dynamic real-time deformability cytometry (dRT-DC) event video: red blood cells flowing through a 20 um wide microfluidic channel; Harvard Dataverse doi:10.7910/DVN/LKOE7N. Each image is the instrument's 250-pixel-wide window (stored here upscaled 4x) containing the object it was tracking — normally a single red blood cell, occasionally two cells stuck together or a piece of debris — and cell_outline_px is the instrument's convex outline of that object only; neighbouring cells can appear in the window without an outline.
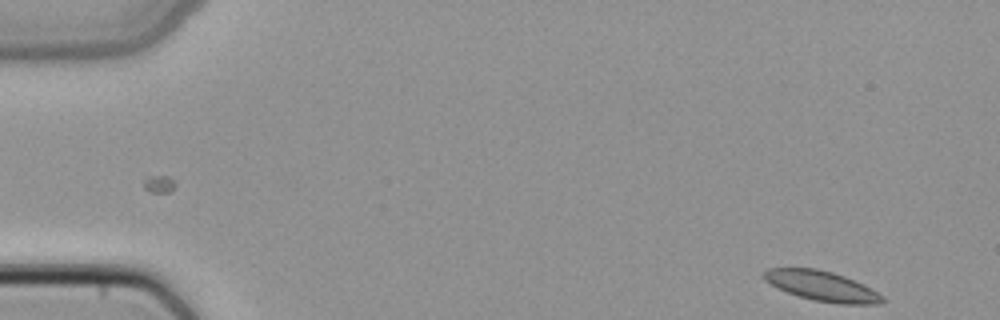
{"species": "common noctule bat (a hibernating species)", "species_latin": "Nyctalus noctula", "temperature_condition": "cold", "stored_images_in_passage": 4, "camera_frame_rate_fps": 3000, "um_per_image_px": 0.085, "animal": {"sex": "female", "body_mass_g": 22.7, "forearm_length_mm": 54.2}, "frame": {"image": 1, "passage_image": 1, "time_ms": 0.0, "image_size_px": [1000, 320], "cell_outline_px": [[888, 300], [876, 304], [840, 304], [812, 300], [788, 292], [764, 280], [764, 272], [768, 268], [816, 268], [832, 272], [844, 276], [864, 284], [884, 296]], "centroid_in_image_um": [69.92, 24.32], "position_along_channel_um": 15.1, "area_um2": 20.58}}
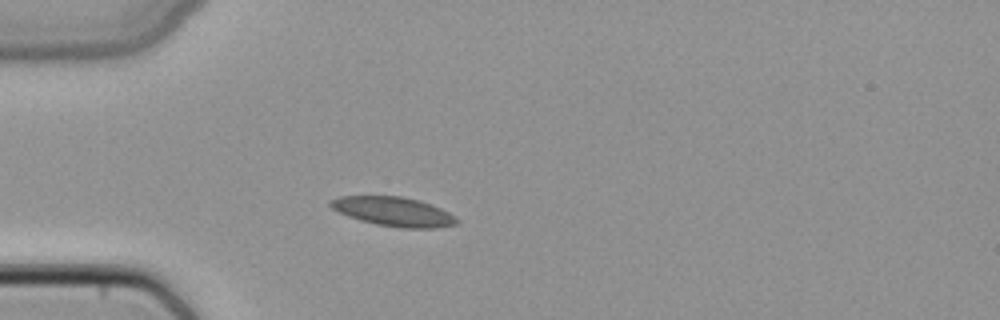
{"frame": {"image": 2, "passage_image": 4, "time_ms": 1.0, "image_size_px": [1000, 320], "cell_outline_px": [[460, 220], [456, 224], [436, 228], [404, 228], [376, 224], [360, 220], [348, 216], [332, 208], [328, 204], [328, 200], [340, 196], [400, 196], [416, 200], [440, 208], [448, 212]], "centroid_in_image_um": [33.42, 17.98], "position_along_channel_um": 51.6, "area_um2": 21.27}}